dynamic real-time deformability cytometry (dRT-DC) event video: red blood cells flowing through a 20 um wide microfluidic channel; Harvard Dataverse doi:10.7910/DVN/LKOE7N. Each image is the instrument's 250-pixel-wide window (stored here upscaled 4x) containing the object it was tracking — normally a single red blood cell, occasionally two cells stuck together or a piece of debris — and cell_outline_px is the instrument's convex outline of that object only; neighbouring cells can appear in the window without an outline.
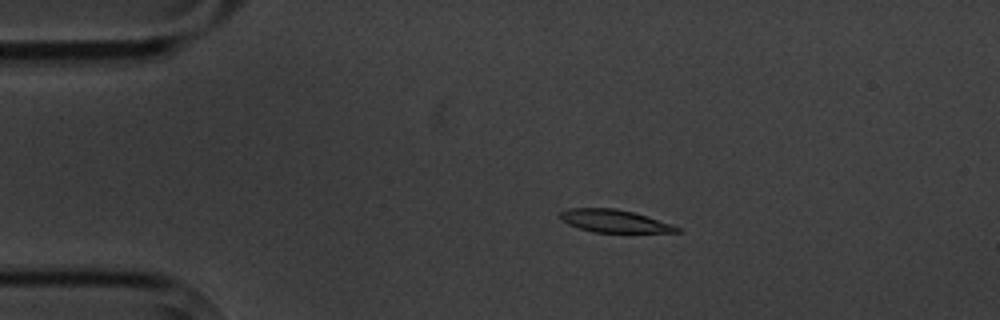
{"species": "common noctule bat (a hibernating species)", "species_latin": "Nyctalus noctula", "temperature_condition": "cold", "stored_images_in_passage": 8, "camera_frame_rate_fps": 3000, "um_per_image_px": 0.085, "animal": {"sex": "male", "body_mass_g": 20.1, "forearm_length_mm": 53.5}, "frame": {"image": 1, "passage_image": 2, "time_ms": 1.333, "image_size_px": [1000, 320], "cell_outline_px": [[680, 232], [592, 232], [568, 224], [560, 220], [560, 212], [568, 208], [616, 208], [648, 216], [672, 224], [680, 228]], "centroid_in_image_um": [52.2, 18.78], "position_along_channel_um": 32.8, "area_um2": 15.37}}
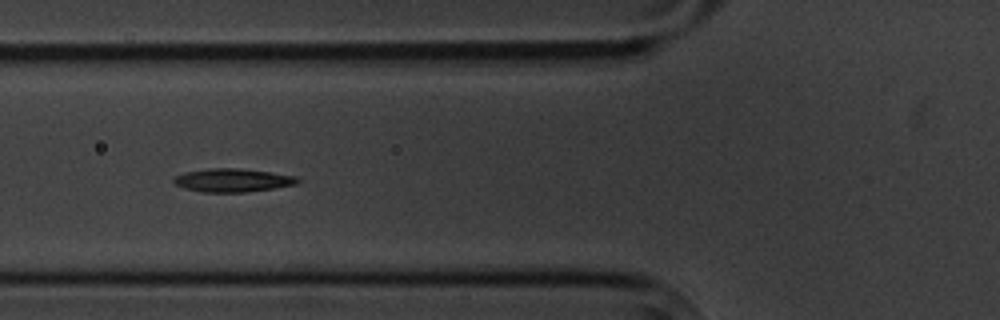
{"frame": {"image": 2, "passage_image": 5, "time_ms": 4.667, "image_size_px": [1000, 320], "cell_outline_px": [[300, 180], [296, 184], [272, 188], [244, 192], [200, 192], [184, 188], [172, 184], [172, 176], [184, 172], [212, 168], [240, 168], [296, 176]], "centroid_in_image_um": [19.68, 15.32], "position_along_channel_um": 106.1, "area_um2": 16.88}}
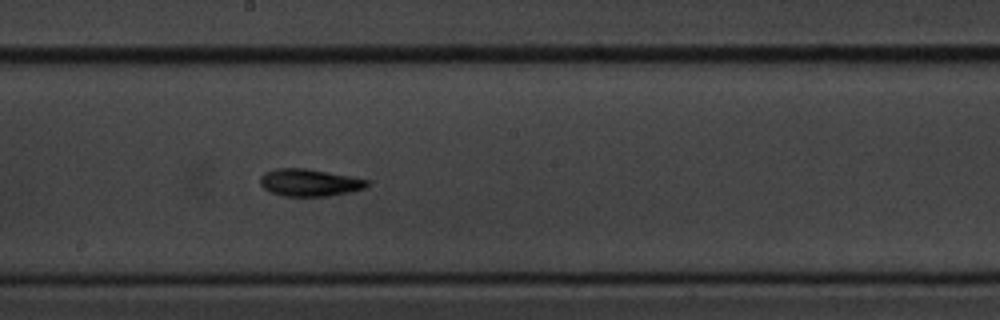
{"frame": {"image": 3, "passage_image": 8, "time_ms": 8.0, "image_size_px": [1000, 320], "cell_outline_px": [[368, 184], [364, 188], [348, 192], [328, 196], [284, 196], [272, 192], [264, 188], [260, 184], [260, 176], [264, 172], [276, 168], [308, 168], [368, 180]], "centroid_in_image_um": [26.25, 15.51], "position_along_channel_um": 221.9, "area_um2": 16.82}}